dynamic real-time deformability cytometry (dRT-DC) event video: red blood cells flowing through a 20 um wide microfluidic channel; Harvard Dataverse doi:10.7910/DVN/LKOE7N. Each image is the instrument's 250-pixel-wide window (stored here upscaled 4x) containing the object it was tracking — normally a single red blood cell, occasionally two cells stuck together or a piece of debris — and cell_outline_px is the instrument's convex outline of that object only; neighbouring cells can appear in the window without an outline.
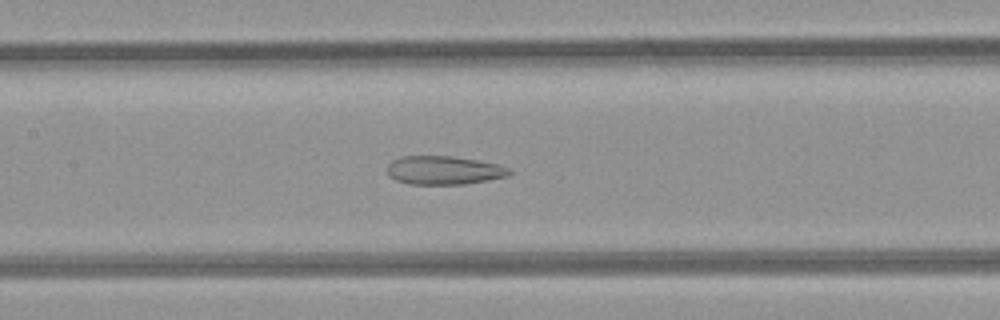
{"species": "common noctule bat (a hibernating species)", "species_latin": "Nyctalus noctula", "temperature_condition": "room temperature", "stored_images_in_passage": 38, "camera_frame_rate_fps": 3000, "um_per_image_px": 0.085, "animal": {"sex": "female", "body_mass_g": 21.9}, "frame": {"image": 1, "passage_image": 18, "time_ms": 5.667, "image_size_px": [1000, 320], "cell_outline_px": [[512, 172], [508, 176], [488, 180], [464, 184], [408, 184], [396, 180], [388, 176], [388, 164], [392, 160], [404, 156], [448, 156], [476, 160], [496, 164], [508, 168]], "centroid_in_image_um": [37.7, 14.48], "position_along_channel_um": 169.7, "area_um2": 20.17}}
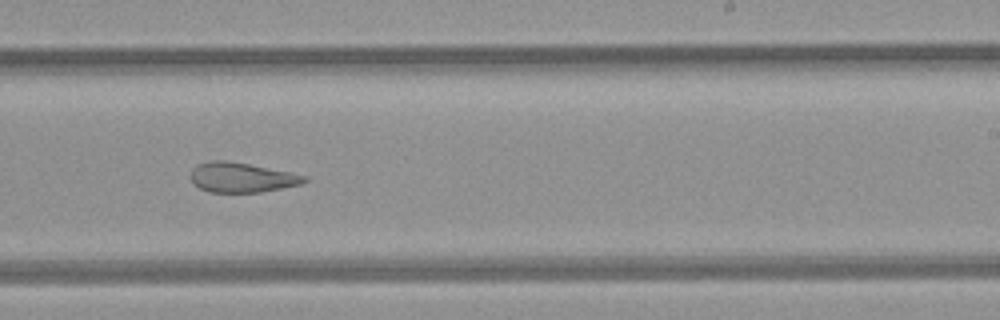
{"frame": {"image": 2, "passage_image": 25, "time_ms": 8.0, "image_size_px": [1000, 320], "cell_outline_px": [[308, 180], [300, 184], [260, 192], [208, 192], [192, 184], [192, 168], [196, 164], [208, 160], [224, 160], [248, 164], [308, 176]], "centroid_in_image_um": [20.49, 15.08], "position_along_channel_um": 268.5, "area_um2": 19.59}}
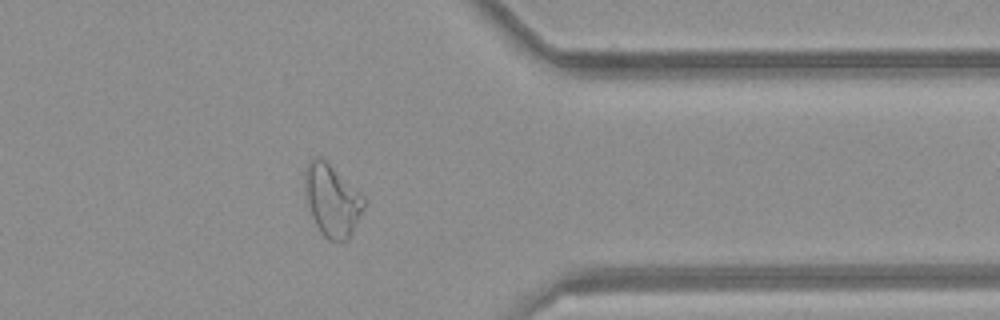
{"frame": {"image": 3, "passage_image": 34, "time_ms": 11.0, "image_size_px": [1000, 320], "cell_outline_px": [[364, 208], [348, 240], [328, 240], [320, 232], [312, 216], [308, 204], [304, 176], [304, 172], [308, 160], [312, 156], [320, 156], [364, 196]], "centroid_in_image_um": [28.21, 17.01], "position_along_channel_um": 383.2, "area_um2": 24.39}}